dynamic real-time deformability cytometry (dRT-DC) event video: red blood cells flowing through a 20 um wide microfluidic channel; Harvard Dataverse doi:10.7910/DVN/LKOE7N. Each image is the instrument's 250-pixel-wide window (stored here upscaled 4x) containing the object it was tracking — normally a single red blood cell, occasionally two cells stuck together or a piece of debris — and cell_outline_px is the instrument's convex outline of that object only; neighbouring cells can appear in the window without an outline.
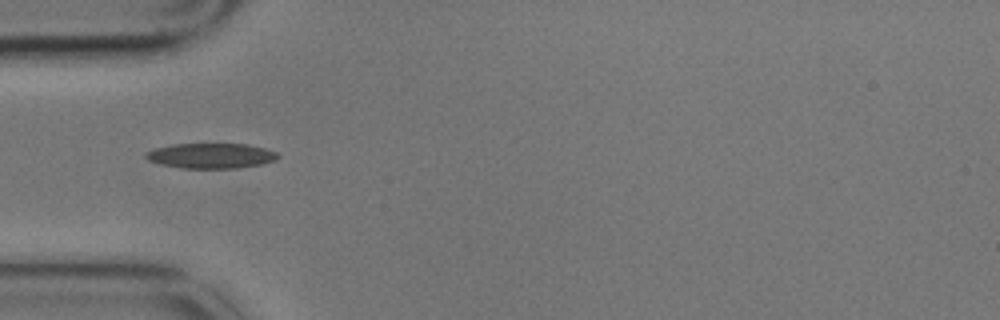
{"species": "common noctule bat (a hibernating species)", "species_latin": "Nyctalus noctula", "temperature_condition": "cold", "stored_images_in_passage": 3, "camera_frame_rate_fps": 3000, "um_per_image_px": 0.085, "animal": {"sex": "male", "body_mass_g": 17.9}, "frame": {"image": 1, "passage_image": 2, "time_ms": 0.333, "image_size_px": [1000, 320], "cell_outline_px": [[280, 156], [276, 160], [260, 164], [236, 168], [180, 168], [160, 164], [148, 160], [144, 156], [144, 152], [156, 148], [172, 144], [248, 144], [264, 148], [276, 152]], "centroid_in_image_um": [17.91, 13.24], "position_along_channel_um": 67.1, "area_um2": 19.36}}